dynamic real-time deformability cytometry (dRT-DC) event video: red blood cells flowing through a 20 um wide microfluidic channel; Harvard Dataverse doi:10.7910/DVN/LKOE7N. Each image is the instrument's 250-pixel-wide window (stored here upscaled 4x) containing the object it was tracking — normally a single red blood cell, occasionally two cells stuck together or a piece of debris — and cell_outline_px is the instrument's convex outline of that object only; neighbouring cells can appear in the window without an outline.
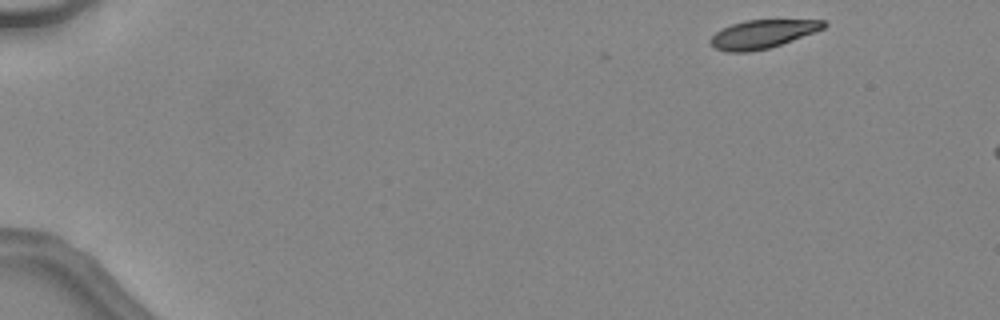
{"species": "common noctule bat (a hibernating species)", "species_latin": "Nyctalus noctula", "temperature_condition": "warm", "stored_images_in_passage": 5, "camera_frame_rate_fps": 3000, "um_per_image_px": 0.085, "animal": {"sex": "female", "body_mass_g": 24.6, "forearm_length_mm": 56.2}, "frame": {"image": 1, "passage_image": 1, "time_ms": 0.0, "image_size_px": [1000, 320], "cell_outline_px": [[828, 24], [824, 28], [816, 32], [768, 48], [748, 52], [728, 52], [716, 48], [708, 40], [716, 32], [732, 24], [748, 20], [824, 20]], "centroid_in_image_um": [64.83, 2.89], "position_along_channel_um": 20.2, "area_um2": 18.5}}